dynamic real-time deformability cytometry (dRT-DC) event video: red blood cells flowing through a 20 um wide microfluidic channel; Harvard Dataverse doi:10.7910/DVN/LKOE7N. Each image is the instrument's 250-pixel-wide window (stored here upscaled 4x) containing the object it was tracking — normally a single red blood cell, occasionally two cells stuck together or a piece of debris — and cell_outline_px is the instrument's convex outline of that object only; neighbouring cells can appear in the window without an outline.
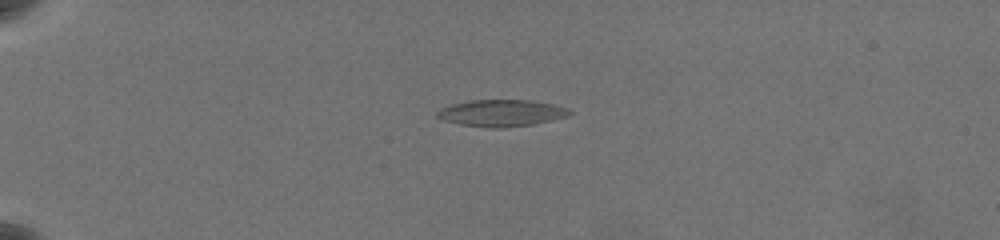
{"species": "common noctule bat (a hibernating species)", "species_latin": "Nyctalus noctula", "temperature_condition": "warm", "stored_images_in_passage": 47, "camera_frame_rate_fps": 3000, "um_per_image_px": 0.085, "animal": {"sex": "female", "body_mass_g": 19.5, "forearm_length_mm": 54.1}, "frame": {"image": 1, "passage_image": 1, "time_ms": 0.0, "image_size_px": [1000, 240], "cell_outline_px": [[572, 112], [568, 116], [552, 120], [532, 124], [500, 128], [492, 128], [460, 124], [444, 120], [436, 116], [436, 112], [440, 108], [452, 104], [472, 100], [532, 100], [552, 104], [564, 108]], "centroid_in_image_um": [42.59, 9.6], "position_along_channel_um": 42.4, "area_um2": 20.4}}
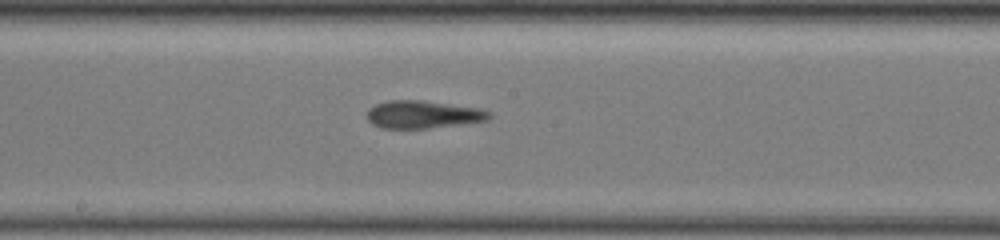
{"frame": {"image": 2, "passage_image": 21, "time_ms": 6.667, "image_size_px": [1000, 240], "cell_outline_px": [[492, 116], [488, 120], [428, 128], [380, 128], [372, 124], [364, 116], [368, 108], [376, 104], [388, 100], [424, 100], [480, 108], [492, 112]], "centroid_in_image_um": [35.92, 9.72], "position_along_channel_um": 212.3, "area_um2": 19.94}}
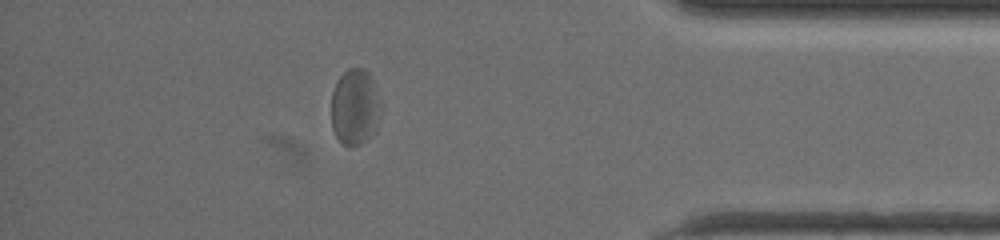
{"frame": {"image": 3, "passage_image": 40, "time_ms": 13.0, "image_size_px": [1000, 240], "cell_outline_px": [[380, 116], [376, 132], [360, 144], [348, 148], [340, 144], [332, 128], [332, 92], [336, 80], [348, 68], [364, 68], [368, 72], [380, 108]], "centroid_in_image_um": [30.13, 9.16], "position_along_channel_um": 405.1, "area_um2": 21.91}, "authors_computed_cell_mechanics": {"area_um2": 19.941, "velocity_mm_per_s": 3.4404, "shape_relaxation_time_tau1_ms": null, "shape_relaxation_time_tau2_ms": 1.4248, "deformation_change_tau1": null, "deformation_change_tau2": 0.0807}}